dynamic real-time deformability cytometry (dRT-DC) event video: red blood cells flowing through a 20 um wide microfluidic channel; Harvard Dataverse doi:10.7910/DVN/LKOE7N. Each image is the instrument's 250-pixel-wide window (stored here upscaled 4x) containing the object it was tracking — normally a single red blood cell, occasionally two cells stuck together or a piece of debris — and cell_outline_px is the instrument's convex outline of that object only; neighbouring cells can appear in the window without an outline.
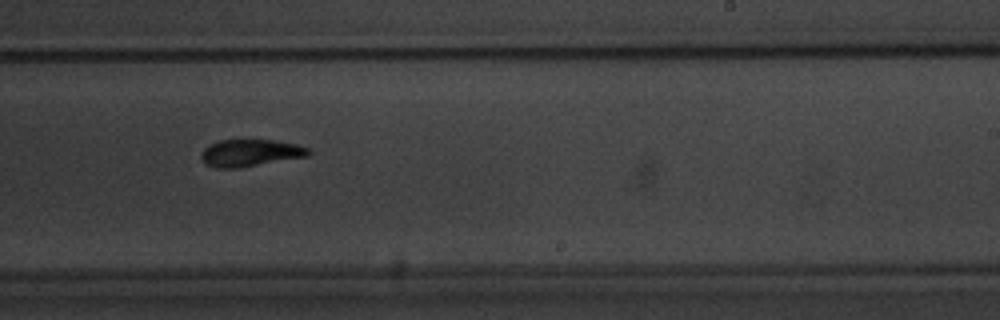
{"species": "common noctule bat (a hibernating species)", "species_latin": "Nyctalus noctula", "temperature_condition": "warm", "stored_images_in_passage": 9, "camera_frame_rate_fps": 3000, "um_per_image_px": 0.085, "animal": {"sex": "male", "body_mass_g": 20.1, "forearm_length_mm": 53.5}, "frame": {"image": 1, "passage_image": 8, "time_ms": 8.333, "image_size_px": [1000, 320], "cell_outline_px": [[312, 152], [308, 156], [240, 168], [216, 168], [204, 164], [200, 156], [204, 148], [208, 144], [220, 140], [272, 140], [296, 144], [308, 148]], "centroid_in_image_um": [21.24, 13.0], "position_along_channel_um": 267.8, "area_um2": 17.05}}